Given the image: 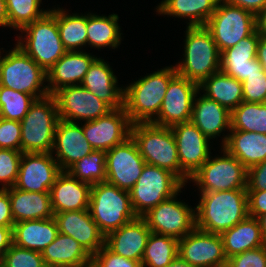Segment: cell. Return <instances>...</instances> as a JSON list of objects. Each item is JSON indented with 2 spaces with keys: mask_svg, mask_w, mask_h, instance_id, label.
Listing matches in <instances>:
<instances>
[{
  "mask_svg": "<svg viewBox=\"0 0 266 267\" xmlns=\"http://www.w3.org/2000/svg\"><path fill=\"white\" fill-rule=\"evenodd\" d=\"M200 194L195 207L196 228L199 230L221 235L249 216L247 189Z\"/></svg>",
  "mask_w": 266,
  "mask_h": 267,
  "instance_id": "6da1fadb",
  "label": "cell"
},
{
  "mask_svg": "<svg viewBox=\"0 0 266 267\" xmlns=\"http://www.w3.org/2000/svg\"><path fill=\"white\" fill-rule=\"evenodd\" d=\"M176 75L174 66H166L124 87L123 107L132 124L151 123L158 116L168 85Z\"/></svg>",
  "mask_w": 266,
  "mask_h": 267,
  "instance_id": "7a4b0ae2",
  "label": "cell"
},
{
  "mask_svg": "<svg viewBox=\"0 0 266 267\" xmlns=\"http://www.w3.org/2000/svg\"><path fill=\"white\" fill-rule=\"evenodd\" d=\"M183 61L174 67L177 74L200 85L220 71L221 53L205 26H187Z\"/></svg>",
  "mask_w": 266,
  "mask_h": 267,
  "instance_id": "3957f363",
  "label": "cell"
},
{
  "mask_svg": "<svg viewBox=\"0 0 266 267\" xmlns=\"http://www.w3.org/2000/svg\"><path fill=\"white\" fill-rule=\"evenodd\" d=\"M19 31L25 36H19L16 45L46 73L67 52L61 42L55 7Z\"/></svg>",
  "mask_w": 266,
  "mask_h": 267,
  "instance_id": "277c9868",
  "label": "cell"
},
{
  "mask_svg": "<svg viewBox=\"0 0 266 267\" xmlns=\"http://www.w3.org/2000/svg\"><path fill=\"white\" fill-rule=\"evenodd\" d=\"M59 121L54 95L36 99L20 121L22 153H51Z\"/></svg>",
  "mask_w": 266,
  "mask_h": 267,
  "instance_id": "5b68a950",
  "label": "cell"
},
{
  "mask_svg": "<svg viewBox=\"0 0 266 267\" xmlns=\"http://www.w3.org/2000/svg\"><path fill=\"white\" fill-rule=\"evenodd\" d=\"M89 211L105 236L137 217L131 206L129 191L108 182L91 186Z\"/></svg>",
  "mask_w": 266,
  "mask_h": 267,
  "instance_id": "8992f818",
  "label": "cell"
},
{
  "mask_svg": "<svg viewBox=\"0 0 266 267\" xmlns=\"http://www.w3.org/2000/svg\"><path fill=\"white\" fill-rule=\"evenodd\" d=\"M131 137L146 164L167 169L180 179L177 145L171 127L134 123Z\"/></svg>",
  "mask_w": 266,
  "mask_h": 267,
  "instance_id": "52a82bcc",
  "label": "cell"
},
{
  "mask_svg": "<svg viewBox=\"0 0 266 267\" xmlns=\"http://www.w3.org/2000/svg\"><path fill=\"white\" fill-rule=\"evenodd\" d=\"M46 81L47 73L17 45L3 57L0 53V86L38 99L49 94Z\"/></svg>",
  "mask_w": 266,
  "mask_h": 267,
  "instance_id": "ba28073f",
  "label": "cell"
},
{
  "mask_svg": "<svg viewBox=\"0 0 266 267\" xmlns=\"http://www.w3.org/2000/svg\"><path fill=\"white\" fill-rule=\"evenodd\" d=\"M185 184L171 171L145 164L135 185L129 190L132 209L142 217L159 203L175 195Z\"/></svg>",
  "mask_w": 266,
  "mask_h": 267,
  "instance_id": "9c48e42d",
  "label": "cell"
},
{
  "mask_svg": "<svg viewBox=\"0 0 266 267\" xmlns=\"http://www.w3.org/2000/svg\"><path fill=\"white\" fill-rule=\"evenodd\" d=\"M205 27L211 32L220 53L237 45L256 30L255 15L220 0Z\"/></svg>",
  "mask_w": 266,
  "mask_h": 267,
  "instance_id": "30bf717a",
  "label": "cell"
},
{
  "mask_svg": "<svg viewBox=\"0 0 266 267\" xmlns=\"http://www.w3.org/2000/svg\"><path fill=\"white\" fill-rule=\"evenodd\" d=\"M223 156L208 158L189 178L200 192L246 189L247 168L221 147Z\"/></svg>",
  "mask_w": 266,
  "mask_h": 267,
  "instance_id": "8fae6325",
  "label": "cell"
},
{
  "mask_svg": "<svg viewBox=\"0 0 266 267\" xmlns=\"http://www.w3.org/2000/svg\"><path fill=\"white\" fill-rule=\"evenodd\" d=\"M180 192L181 189L142 216L151 232L179 240L196 228L195 208L177 200Z\"/></svg>",
  "mask_w": 266,
  "mask_h": 267,
  "instance_id": "7c38bea8",
  "label": "cell"
},
{
  "mask_svg": "<svg viewBox=\"0 0 266 267\" xmlns=\"http://www.w3.org/2000/svg\"><path fill=\"white\" fill-rule=\"evenodd\" d=\"M171 129L177 145L180 180L186 185L210 157V140L191 121L175 124Z\"/></svg>",
  "mask_w": 266,
  "mask_h": 267,
  "instance_id": "4fadbf2b",
  "label": "cell"
},
{
  "mask_svg": "<svg viewBox=\"0 0 266 267\" xmlns=\"http://www.w3.org/2000/svg\"><path fill=\"white\" fill-rule=\"evenodd\" d=\"M145 164L136 142L130 136L106 152V182L129 191Z\"/></svg>",
  "mask_w": 266,
  "mask_h": 267,
  "instance_id": "5bb4252c",
  "label": "cell"
},
{
  "mask_svg": "<svg viewBox=\"0 0 266 267\" xmlns=\"http://www.w3.org/2000/svg\"><path fill=\"white\" fill-rule=\"evenodd\" d=\"M53 95L57 103L59 119L68 122L96 120L113 110L82 85L63 87Z\"/></svg>",
  "mask_w": 266,
  "mask_h": 267,
  "instance_id": "9a60e30c",
  "label": "cell"
},
{
  "mask_svg": "<svg viewBox=\"0 0 266 267\" xmlns=\"http://www.w3.org/2000/svg\"><path fill=\"white\" fill-rule=\"evenodd\" d=\"M178 256L193 267L227 266L221 235L197 228L179 239Z\"/></svg>",
  "mask_w": 266,
  "mask_h": 267,
  "instance_id": "2e32d148",
  "label": "cell"
},
{
  "mask_svg": "<svg viewBox=\"0 0 266 267\" xmlns=\"http://www.w3.org/2000/svg\"><path fill=\"white\" fill-rule=\"evenodd\" d=\"M198 91V84L177 74L170 81L159 114L151 123L171 127L178 123L189 122L193 100Z\"/></svg>",
  "mask_w": 266,
  "mask_h": 267,
  "instance_id": "e0dca14e",
  "label": "cell"
},
{
  "mask_svg": "<svg viewBox=\"0 0 266 267\" xmlns=\"http://www.w3.org/2000/svg\"><path fill=\"white\" fill-rule=\"evenodd\" d=\"M131 126L124 107H121L96 120L86 121L82 129L94 150L107 152L131 136Z\"/></svg>",
  "mask_w": 266,
  "mask_h": 267,
  "instance_id": "ac0fdd59",
  "label": "cell"
},
{
  "mask_svg": "<svg viewBox=\"0 0 266 267\" xmlns=\"http://www.w3.org/2000/svg\"><path fill=\"white\" fill-rule=\"evenodd\" d=\"M60 172L51 153H23L14 187L28 192H50Z\"/></svg>",
  "mask_w": 266,
  "mask_h": 267,
  "instance_id": "d6986e66",
  "label": "cell"
},
{
  "mask_svg": "<svg viewBox=\"0 0 266 267\" xmlns=\"http://www.w3.org/2000/svg\"><path fill=\"white\" fill-rule=\"evenodd\" d=\"M94 149L85 138L82 124L59 119L51 154L61 171H67L74 163L89 155ZM55 152V153H54Z\"/></svg>",
  "mask_w": 266,
  "mask_h": 267,
  "instance_id": "ffe728a7",
  "label": "cell"
},
{
  "mask_svg": "<svg viewBox=\"0 0 266 267\" xmlns=\"http://www.w3.org/2000/svg\"><path fill=\"white\" fill-rule=\"evenodd\" d=\"M59 233L73 237L93 256L105 245V235L94 222L89 209L54 214Z\"/></svg>",
  "mask_w": 266,
  "mask_h": 267,
  "instance_id": "44dd1931",
  "label": "cell"
},
{
  "mask_svg": "<svg viewBox=\"0 0 266 267\" xmlns=\"http://www.w3.org/2000/svg\"><path fill=\"white\" fill-rule=\"evenodd\" d=\"M260 34L255 30L237 45L221 52L220 71L243 83L249 75L261 72L263 67L256 59Z\"/></svg>",
  "mask_w": 266,
  "mask_h": 267,
  "instance_id": "7402d4cb",
  "label": "cell"
},
{
  "mask_svg": "<svg viewBox=\"0 0 266 267\" xmlns=\"http://www.w3.org/2000/svg\"><path fill=\"white\" fill-rule=\"evenodd\" d=\"M151 233L145 220L136 217L105 236V246L113 253L141 263Z\"/></svg>",
  "mask_w": 266,
  "mask_h": 267,
  "instance_id": "603a6c76",
  "label": "cell"
},
{
  "mask_svg": "<svg viewBox=\"0 0 266 267\" xmlns=\"http://www.w3.org/2000/svg\"><path fill=\"white\" fill-rule=\"evenodd\" d=\"M97 57L88 52L67 51L47 72V88L54 94L66 86L81 85L85 74Z\"/></svg>",
  "mask_w": 266,
  "mask_h": 267,
  "instance_id": "cb8c5ba5",
  "label": "cell"
},
{
  "mask_svg": "<svg viewBox=\"0 0 266 267\" xmlns=\"http://www.w3.org/2000/svg\"><path fill=\"white\" fill-rule=\"evenodd\" d=\"M91 185L61 171L50 190L54 213L89 209Z\"/></svg>",
  "mask_w": 266,
  "mask_h": 267,
  "instance_id": "d4e9b609",
  "label": "cell"
},
{
  "mask_svg": "<svg viewBox=\"0 0 266 267\" xmlns=\"http://www.w3.org/2000/svg\"><path fill=\"white\" fill-rule=\"evenodd\" d=\"M104 59L96 58L85 74L81 85L112 109L123 107L124 88L118 87L117 76Z\"/></svg>",
  "mask_w": 266,
  "mask_h": 267,
  "instance_id": "484cf974",
  "label": "cell"
},
{
  "mask_svg": "<svg viewBox=\"0 0 266 267\" xmlns=\"http://www.w3.org/2000/svg\"><path fill=\"white\" fill-rule=\"evenodd\" d=\"M201 95L200 90L193 100L191 122L210 140L231 129V112L218 102Z\"/></svg>",
  "mask_w": 266,
  "mask_h": 267,
  "instance_id": "4316f807",
  "label": "cell"
},
{
  "mask_svg": "<svg viewBox=\"0 0 266 267\" xmlns=\"http://www.w3.org/2000/svg\"><path fill=\"white\" fill-rule=\"evenodd\" d=\"M222 138V148L247 169L266 160V134L230 130Z\"/></svg>",
  "mask_w": 266,
  "mask_h": 267,
  "instance_id": "83f0119b",
  "label": "cell"
},
{
  "mask_svg": "<svg viewBox=\"0 0 266 267\" xmlns=\"http://www.w3.org/2000/svg\"><path fill=\"white\" fill-rule=\"evenodd\" d=\"M14 223L54 217L50 192H28L9 188Z\"/></svg>",
  "mask_w": 266,
  "mask_h": 267,
  "instance_id": "f1b7e54d",
  "label": "cell"
},
{
  "mask_svg": "<svg viewBox=\"0 0 266 267\" xmlns=\"http://www.w3.org/2000/svg\"><path fill=\"white\" fill-rule=\"evenodd\" d=\"M59 234L54 217L25 220L14 223L13 244L29 250L42 252Z\"/></svg>",
  "mask_w": 266,
  "mask_h": 267,
  "instance_id": "f546056e",
  "label": "cell"
},
{
  "mask_svg": "<svg viewBox=\"0 0 266 267\" xmlns=\"http://www.w3.org/2000/svg\"><path fill=\"white\" fill-rule=\"evenodd\" d=\"M41 253L47 267H83L92 259L80 243L62 233Z\"/></svg>",
  "mask_w": 266,
  "mask_h": 267,
  "instance_id": "4dcf8cb0",
  "label": "cell"
},
{
  "mask_svg": "<svg viewBox=\"0 0 266 267\" xmlns=\"http://www.w3.org/2000/svg\"><path fill=\"white\" fill-rule=\"evenodd\" d=\"M221 237L227 259L247 250L266 245L259 219L250 216L224 231Z\"/></svg>",
  "mask_w": 266,
  "mask_h": 267,
  "instance_id": "1f68e13d",
  "label": "cell"
},
{
  "mask_svg": "<svg viewBox=\"0 0 266 267\" xmlns=\"http://www.w3.org/2000/svg\"><path fill=\"white\" fill-rule=\"evenodd\" d=\"M199 90L230 112L243 102L242 83L221 71L205 79L199 85Z\"/></svg>",
  "mask_w": 266,
  "mask_h": 267,
  "instance_id": "d6a6232c",
  "label": "cell"
},
{
  "mask_svg": "<svg viewBox=\"0 0 266 267\" xmlns=\"http://www.w3.org/2000/svg\"><path fill=\"white\" fill-rule=\"evenodd\" d=\"M220 0H162L155 8L158 14L187 18L188 26H205Z\"/></svg>",
  "mask_w": 266,
  "mask_h": 267,
  "instance_id": "836d02e7",
  "label": "cell"
},
{
  "mask_svg": "<svg viewBox=\"0 0 266 267\" xmlns=\"http://www.w3.org/2000/svg\"><path fill=\"white\" fill-rule=\"evenodd\" d=\"M118 19V14L114 13L109 16L88 13L87 44L98 49L102 47L118 48L122 40Z\"/></svg>",
  "mask_w": 266,
  "mask_h": 267,
  "instance_id": "e575fe53",
  "label": "cell"
},
{
  "mask_svg": "<svg viewBox=\"0 0 266 267\" xmlns=\"http://www.w3.org/2000/svg\"><path fill=\"white\" fill-rule=\"evenodd\" d=\"M56 20L61 42L67 51H81L87 45V15L69 14L65 9H56Z\"/></svg>",
  "mask_w": 266,
  "mask_h": 267,
  "instance_id": "d590c367",
  "label": "cell"
},
{
  "mask_svg": "<svg viewBox=\"0 0 266 267\" xmlns=\"http://www.w3.org/2000/svg\"><path fill=\"white\" fill-rule=\"evenodd\" d=\"M178 248L177 238L151 232L147 239L141 266L166 267L178 256Z\"/></svg>",
  "mask_w": 266,
  "mask_h": 267,
  "instance_id": "8d00e7d4",
  "label": "cell"
},
{
  "mask_svg": "<svg viewBox=\"0 0 266 267\" xmlns=\"http://www.w3.org/2000/svg\"><path fill=\"white\" fill-rule=\"evenodd\" d=\"M231 129L266 134V103L242 102L230 116Z\"/></svg>",
  "mask_w": 266,
  "mask_h": 267,
  "instance_id": "74e56055",
  "label": "cell"
},
{
  "mask_svg": "<svg viewBox=\"0 0 266 267\" xmlns=\"http://www.w3.org/2000/svg\"><path fill=\"white\" fill-rule=\"evenodd\" d=\"M67 171L79 181L91 186L106 182V152L93 150L89 155L74 163Z\"/></svg>",
  "mask_w": 266,
  "mask_h": 267,
  "instance_id": "f35d334b",
  "label": "cell"
},
{
  "mask_svg": "<svg viewBox=\"0 0 266 267\" xmlns=\"http://www.w3.org/2000/svg\"><path fill=\"white\" fill-rule=\"evenodd\" d=\"M8 27L20 30L27 24L42 18L49 10L40 9L42 0H5Z\"/></svg>",
  "mask_w": 266,
  "mask_h": 267,
  "instance_id": "ab89813d",
  "label": "cell"
},
{
  "mask_svg": "<svg viewBox=\"0 0 266 267\" xmlns=\"http://www.w3.org/2000/svg\"><path fill=\"white\" fill-rule=\"evenodd\" d=\"M36 98L5 86H0V117L21 121Z\"/></svg>",
  "mask_w": 266,
  "mask_h": 267,
  "instance_id": "60d3db41",
  "label": "cell"
},
{
  "mask_svg": "<svg viewBox=\"0 0 266 267\" xmlns=\"http://www.w3.org/2000/svg\"><path fill=\"white\" fill-rule=\"evenodd\" d=\"M0 264L3 267H47L41 252L12 244L4 253Z\"/></svg>",
  "mask_w": 266,
  "mask_h": 267,
  "instance_id": "b9f144b4",
  "label": "cell"
},
{
  "mask_svg": "<svg viewBox=\"0 0 266 267\" xmlns=\"http://www.w3.org/2000/svg\"><path fill=\"white\" fill-rule=\"evenodd\" d=\"M22 151L11 149H0V189L6 190L15 186Z\"/></svg>",
  "mask_w": 266,
  "mask_h": 267,
  "instance_id": "7bdbcfd3",
  "label": "cell"
},
{
  "mask_svg": "<svg viewBox=\"0 0 266 267\" xmlns=\"http://www.w3.org/2000/svg\"><path fill=\"white\" fill-rule=\"evenodd\" d=\"M243 101L266 103V71L255 72L242 83Z\"/></svg>",
  "mask_w": 266,
  "mask_h": 267,
  "instance_id": "ee69618b",
  "label": "cell"
},
{
  "mask_svg": "<svg viewBox=\"0 0 266 267\" xmlns=\"http://www.w3.org/2000/svg\"><path fill=\"white\" fill-rule=\"evenodd\" d=\"M0 149L21 151L20 121L0 117Z\"/></svg>",
  "mask_w": 266,
  "mask_h": 267,
  "instance_id": "f6af8a7d",
  "label": "cell"
},
{
  "mask_svg": "<svg viewBox=\"0 0 266 267\" xmlns=\"http://www.w3.org/2000/svg\"><path fill=\"white\" fill-rule=\"evenodd\" d=\"M226 267H266V245L230 257Z\"/></svg>",
  "mask_w": 266,
  "mask_h": 267,
  "instance_id": "bcb514c9",
  "label": "cell"
},
{
  "mask_svg": "<svg viewBox=\"0 0 266 267\" xmlns=\"http://www.w3.org/2000/svg\"><path fill=\"white\" fill-rule=\"evenodd\" d=\"M92 259L100 267H140L141 263L136 260H130L110 251L105 245L100 248Z\"/></svg>",
  "mask_w": 266,
  "mask_h": 267,
  "instance_id": "7dc6e473",
  "label": "cell"
},
{
  "mask_svg": "<svg viewBox=\"0 0 266 267\" xmlns=\"http://www.w3.org/2000/svg\"><path fill=\"white\" fill-rule=\"evenodd\" d=\"M247 191L266 190V160L247 169Z\"/></svg>",
  "mask_w": 266,
  "mask_h": 267,
  "instance_id": "c3c4849f",
  "label": "cell"
},
{
  "mask_svg": "<svg viewBox=\"0 0 266 267\" xmlns=\"http://www.w3.org/2000/svg\"><path fill=\"white\" fill-rule=\"evenodd\" d=\"M248 214L250 217L259 218L266 214V190L247 191Z\"/></svg>",
  "mask_w": 266,
  "mask_h": 267,
  "instance_id": "681fc988",
  "label": "cell"
},
{
  "mask_svg": "<svg viewBox=\"0 0 266 267\" xmlns=\"http://www.w3.org/2000/svg\"><path fill=\"white\" fill-rule=\"evenodd\" d=\"M0 226H14V220L11 212L9 189H0Z\"/></svg>",
  "mask_w": 266,
  "mask_h": 267,
  "instance_id": "f907efd6",
  "label": "cell"
},
{
  "mask_svg": "<svg viewBox=\"0 0 266 267\" xmlns=\"http://www.w3.org/2000/svg\"><path fill=\"white\" fill-rule=\"evenodd\" d=\"M225 2L239 6L254 15L266 6V0H224Z\"/></svg>",
  "mask_w": 266,
  "mask_h": 267,
  "instance_id": "816d5d0a",
  "label": "cell"
},
{
  "mask_svg": "<svg viewBox=\"0 0 266 267\" xmlns=\"http://www.w3.org/2000/svg\"><path fill=\"white\" fill-rule=\"evenodd\" d=\"M13 244V227L0 226V261Z\"/></svg>",
  "mask_w": 266,
  "mask_h": 267,
  "instance_id": "f5cc1de1",
  "label": "cell"
},
{
  "mask_svg": "<svg viewBox=\"0 0 266 267\" xmlns=\"http://www.w3.org/2000/svg\"><path fill=\"white\" fill-rule=\"evenodd\" d=\"M256 31L266 36V6L255 15Z\"/></svg>",
  "mask_w": 266,
  "mask_h": 267,
  "instance_id": "db71d44e",
  "label": "cell"
},
{
  "mask_svg": "<svg viewBox=\"0 0 266 267\" xmlns=\"http://www.w3.org/2000/svg\"><path fill=\"white\" fill-rule=\"evenodd\" d=\"M256 59L266 71V36H260L257 47Z\"/></svg>",
  "mask_w": 266,
  "mask_h": 267,
  "instance_id": "11a10c76",
  "label": "cell"
},
{
  "mask_svg": "<svg viewBox=\"0 0 266 267\" xmlns=\"http://www.w3.org/2000/svg\"><path fill=\"white\" fill-rule=\"evenodd\" d=\"M8 27V13L6 1L0 0V27Z\"/></svg>",
  "mask_w": 266,
  "mask_h": 267,
  "instance_id": "9f6ffc18",
  "label": "cell"
},
{
  "mask_svg": "<svg viewBox=\"0 0 266 267\" xmlns=\"http://www.w3.org/2000/svg\"><path fill=\"white\" fill-rule=\"evenodd\" d=\"M166 267H193L185 260H183L180 256H177L169 265Z\"/></svg>",
  "mask_w": 266,
  "mask_h": 267,
  "instance_id": "6f0895ef",
  "label": "cell"
},
{
  "mask_svg": "<svg viewBox=\"0 0 266 267\" xmlns=\"http://www.w3.org/2000/svg\"><path fill=\"white\" fill-rule=\"evenodd\" d=\"M258 219L261 225L262 236L266 242V214L260 216Z\"/></svg>",
  "mask_w": 266,
  "mask_h": 267,
  "instance_id": "680465c9",
  "label": "cell"
},
{
  "mask_svg": "<svg viewBox=\"0 0 266 267\" xmlns=\"http://www.w3.org/2000/svg\"><path fill=\"white\" fill-rule=\"evenodd\" d=\"M83 267H100V266L93 259H91Z\"/></svg>",
  "mask_w": 266,
  "mask_h": 267,
  "instance_id": "91938a15",
  "label": "cell"
}]
</instances>
